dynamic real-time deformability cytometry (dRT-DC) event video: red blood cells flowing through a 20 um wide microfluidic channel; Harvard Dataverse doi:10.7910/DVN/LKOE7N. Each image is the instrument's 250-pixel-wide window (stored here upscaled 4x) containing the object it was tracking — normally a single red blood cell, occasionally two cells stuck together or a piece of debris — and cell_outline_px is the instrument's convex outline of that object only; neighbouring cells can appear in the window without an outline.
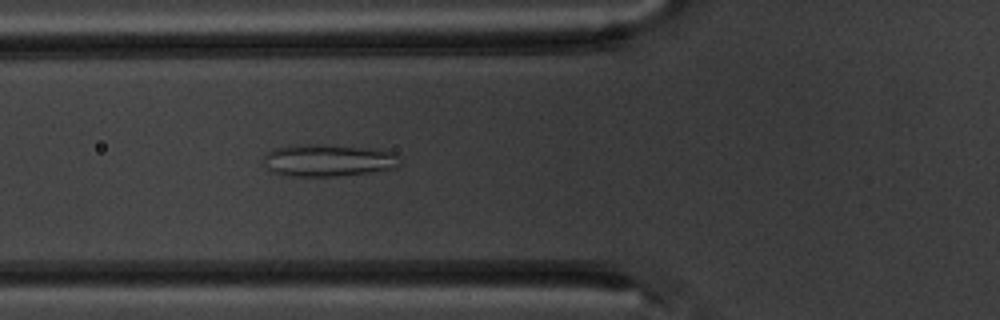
{"species": "common noctule bat (a hibernating species)", "species_latin": "Nyctalus noctula", "temperature_condition": "warm", "stored_images_in_passage": 6, "camera_frame_rate_fps": 3000, "um_per_image_px": 0.085, "animal": {"sex": "male", "body_mass_g": 20.1, "forearm_length_mm": 53.5}, "frame": {"image": 1, "passage_image": 6, "time_ms": 5.667, "image_size_px": [1000, 320], "cell_outline_px": [[400, 164], [392, 168], [368, 172], [336, 176], [288, 176], [272, 172], [268, 168], [264, 160], [264, 156], [272, 148], [296, 144], [324, 144], [380, 148], [400, 156]], "centroid_in_image_um": [27.9, 13.6], "position_along_channel_um": 97.9, "area_um2": 25.84}}